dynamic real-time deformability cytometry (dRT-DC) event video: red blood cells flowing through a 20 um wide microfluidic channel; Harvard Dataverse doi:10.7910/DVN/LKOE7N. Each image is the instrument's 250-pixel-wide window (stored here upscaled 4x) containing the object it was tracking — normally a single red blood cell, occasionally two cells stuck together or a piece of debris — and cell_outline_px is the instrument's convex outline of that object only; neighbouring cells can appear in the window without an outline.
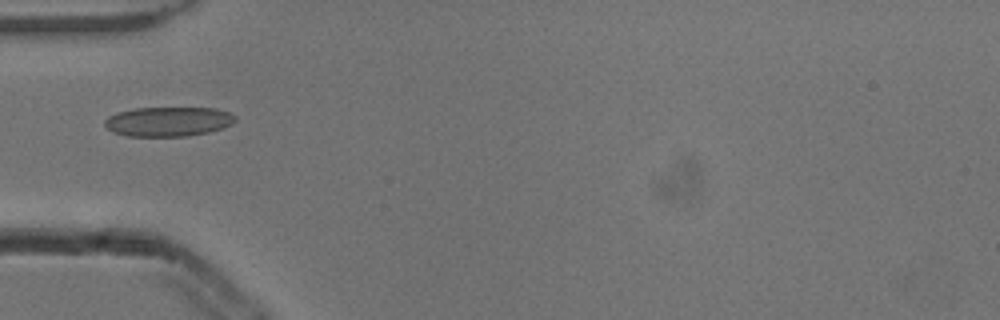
{"species": "common noctule bat (a hibernating species)", "species_latin": "Nyctalus noctula", "temperature_condition": "cold", "stored_images_in_passage": 6, "camera_frame_rate_fps": 3000, "um_per_image_px": 0.085, "animal": {"sex": "male", "body_mass_g": 13.3}, "frame": {"image": 1, "passage_image": 5, "time_ms": 1.333, "image_size_px": [1000, 320], "cell_outline_px": [[236, 120], [232, 124], [224, 128], [208, 132], [188, 136], [128, 136], [112, 132], [104, 124], [104, 120], [108, 116], [116, 112], [136, 108], [216, 108], [228, 112], [236, 116]], "centroid_in_image_um": [14.3, 10.33], "position_along_channel_um": 70.7, "area_um2": 22.6}}
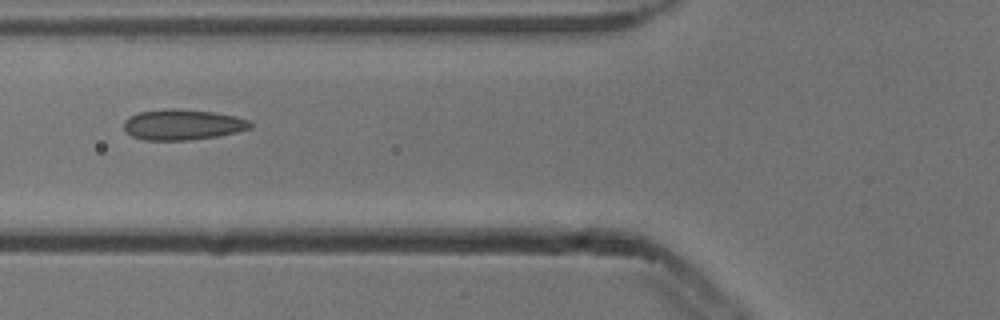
{"frame": {"image": 2, "passage_image": 6, "time_ms": 1.667, "image_size_px": [1000, 320], "cell_outline_px": [[252, 128], [220, 136], [188, 140], [144, 140], [132, 136], [124, 132], [124, 120], [128, 116], [140, 112], [164, 108], [176, 108], [216, 112], [236, 116], [248, 120], [252, 124]], "centroid_in_image_um": [15.5, 10.59], "position_along_channel_um": 110.3, "area_um2": 22.89}}